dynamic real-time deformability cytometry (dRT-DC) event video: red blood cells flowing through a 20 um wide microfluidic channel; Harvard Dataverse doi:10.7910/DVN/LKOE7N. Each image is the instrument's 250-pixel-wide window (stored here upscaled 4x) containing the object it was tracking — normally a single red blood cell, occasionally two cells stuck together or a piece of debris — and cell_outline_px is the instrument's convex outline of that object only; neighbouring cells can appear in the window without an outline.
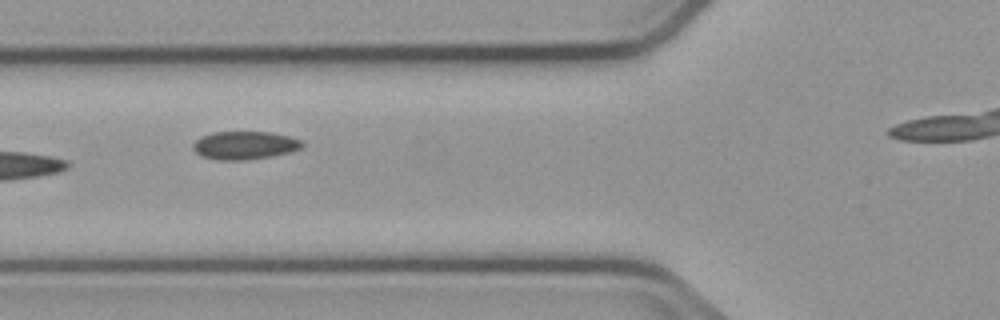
{"species": "common noctule bat (a hibernating species)", "species_latin": "Nyctalus noctula", "temperature_condition": "cold", "stored_images_in_passage": 10, "camera_frame_rate_fps": 3000, "um_per_image_px": 0.085, "animal": {"sex": "male", "body_mass_g": 23.1, "forearm_length_mm": 52.7}, "frame": {"image": 1, "passage_image": 6, "time_ms": 6.0, "image_size_px": [1000, 320], "cell_outline_px": [[304, 144], [300, 148], [292, 152], [272, 156], [248, 160], [216, 160], [200, 156], [192, 148], [192, 144], [200, 136], [212, 132], [272, 132], [288, 136], [300, 140]], "centroid_in_image_um": [20.76, 12.36], "position_along_channel_um": 105.0, "area_um2": 18.09}}
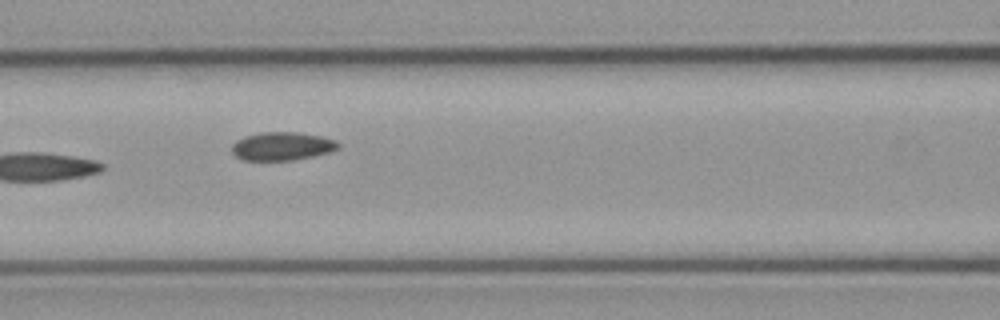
{"frame": {"image": 2, "passage_image": 7, "time_ms": 7.0, "image_size_px": [1000, 320], "cell_outline_px": [[340, 148], [332, 152], [292, 160], [240, 160], [232, 152], [232, 144], [236, 140], [244, 136], [260, 132], [300, 132], [324, 136], [336, 140], [340, 144]], "centroid_in_image_um": [24.01, 12.41], "position_along_channel_um": 142.6, "area_um2": 17.86}}
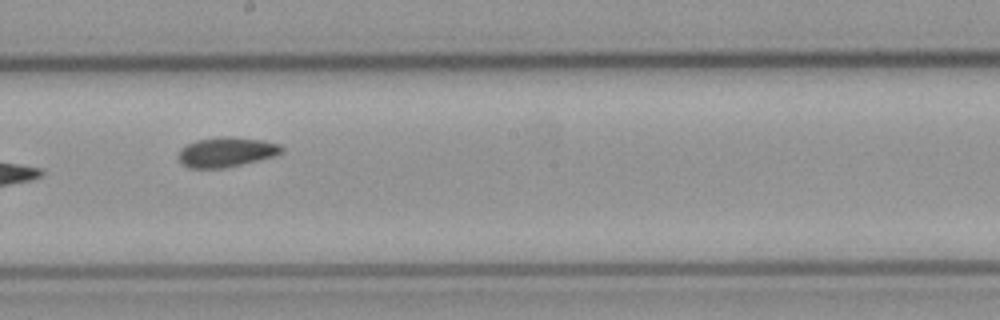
{"frame": {"image": 3, "passage_image": 9, "time_ms": 9.333, "image_size_px": [1000, 320], "cell_outline_px": [[284, 152], [276, 156], [224, 168], [188, 168], [176, 156], [180, 148], [196, 140], [220, 136], [232, 136], [264, 140], [280, 144], [284, 148]], "centroid_in_image_um": [19.26, 12.91], "position_along_channel_um": 228.9, "area_um2": 18.21}}